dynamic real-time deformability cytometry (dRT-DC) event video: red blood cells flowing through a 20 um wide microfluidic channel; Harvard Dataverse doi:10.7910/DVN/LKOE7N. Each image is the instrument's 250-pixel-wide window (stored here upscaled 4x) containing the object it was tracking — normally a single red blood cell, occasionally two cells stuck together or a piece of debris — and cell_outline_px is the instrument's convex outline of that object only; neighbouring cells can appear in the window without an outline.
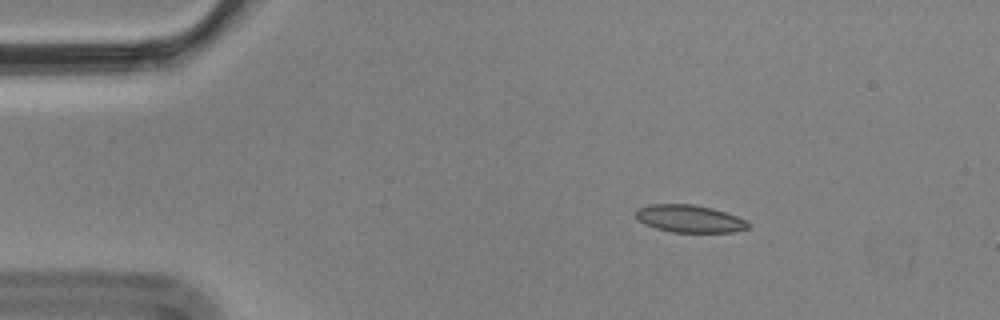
{"species": "Egyptian fruit bat (a non-hibernating species)", "species_latin": "Rousettus aegyptiacus", "temperature_condition": "cold", "stored_images_in_passage": 5, "camera_frame_rate_fps": 3000, "um_per_image_px": 0.085, "animal": {"sex": "male"}, "frame": {"image": 1, "passage_image": 3, "time_ms": 0.667, "image_size_px": [1000, 320], "cell_outline_px": [[752, 224], [748, 228], [732, 232], [672, 232], [656, 228], [644, 224], [636, 220], [636, 208], [652, 204], [692, 204], [712, 208], [736, 216]], "centroid_in_image_um": [58.57, 18.59], "position_along_channel_um": 26.4, "area_um2": 17.98}}